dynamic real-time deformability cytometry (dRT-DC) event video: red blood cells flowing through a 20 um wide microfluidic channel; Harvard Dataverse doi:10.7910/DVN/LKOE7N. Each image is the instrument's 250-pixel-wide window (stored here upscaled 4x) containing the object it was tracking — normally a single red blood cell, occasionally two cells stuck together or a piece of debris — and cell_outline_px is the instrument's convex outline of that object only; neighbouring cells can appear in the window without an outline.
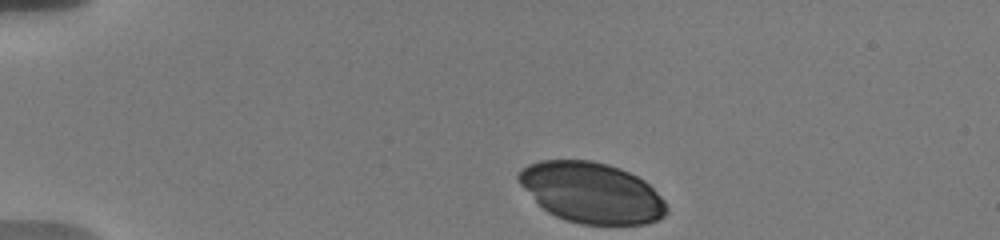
{"species": "human", "species_latin": "Homo sapiens", "temperature_condition": "warm", "stored_images_in_passage": 40, "camera_frame_rate_fps": 3000, "um_per_image_px": 0.085, "donor": {"sex": "male"}, "frame": {"image": 1, "passage_image": 1, "time_ms": 0.0, "image_size_px": [1000, 240], "cell_outline_px": [[668, 212], [664, 216], [656, 220], [644, 224], [580, 224], [556, 216], [548, 212], [516, 180], [516, 176], [528, 164], [540, 160], [592, 160], [608, 164], [620, 168], [644, 180], [664, 200], [668, 208]], "centroid_in_image_um": [50.29, 16.37], "position_along_channel_um": 34.7, "area_um2": 51.9}}
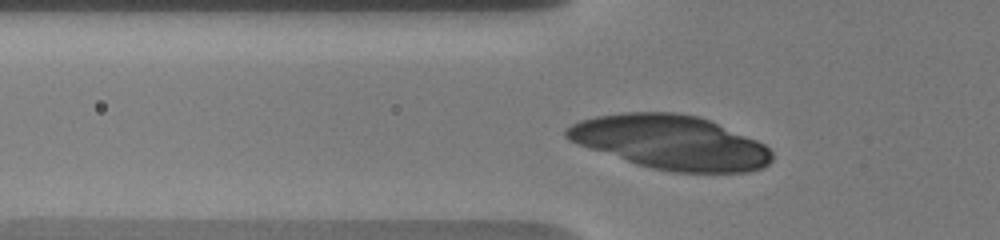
{"frame": {"image": 2, "passage_image": 9, "time_ms": 2.667, "image_size_px": [1000, 240], "cell_outline_px": [[772, 160], [764, 168], [748, 172], [672, 172], [652, 168], [636, 164], [576, 144], [568, 140], [564, 136], [564, 128], [580, 120], [596, 116], [624, 112], [676, 112], [696, 116], [708, 120], [756, 140], [764, 144], [772, 152]], "centroid_in_image_um": [56.97, 12.1], "position_along_channel_um": 68.8, "area_um2": 64.62}}